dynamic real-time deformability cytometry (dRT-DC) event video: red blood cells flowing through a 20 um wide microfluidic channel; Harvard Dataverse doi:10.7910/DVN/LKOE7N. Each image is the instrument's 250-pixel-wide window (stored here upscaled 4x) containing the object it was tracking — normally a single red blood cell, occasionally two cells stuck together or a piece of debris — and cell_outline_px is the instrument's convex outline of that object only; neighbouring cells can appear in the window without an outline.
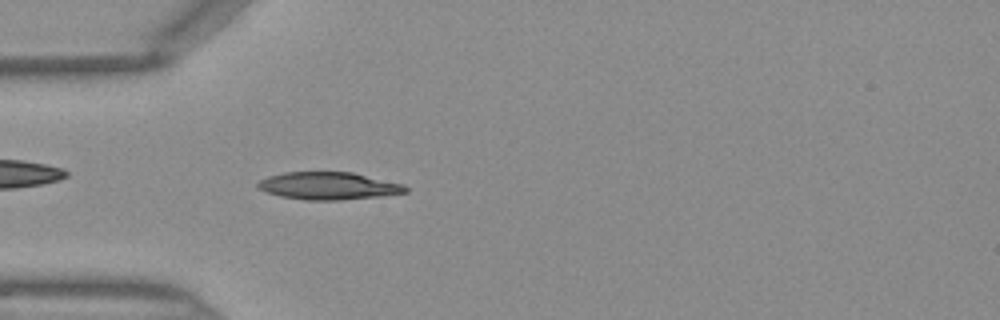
{"species": "Egyptian fruit bat (a non-hibernating species)", "species_latin": "Rousettus aegyptiacus", "temperature_condition": "warm", "stored_images_in_passage": 46, "camera_frame_rate_fps": 3000, "um_per_image_px": 0.085, "frame": {"image": 1, "passage_image": 13, "time_ms": 4.0, "image_size_px": [1000, 320], "cell_outline_px": [[408, 192], [380, 196], [340, 200], [304, 200], [280, 196], [256, 188], [256, 184], [260, 180], [268, 176], [284, 172], [352, 172], [404, 184], [408, 188]], "centroid_in_image_um": [27.92, 15.8], "position_along_channel_um": 57.1, "area_um2": 23.7}}
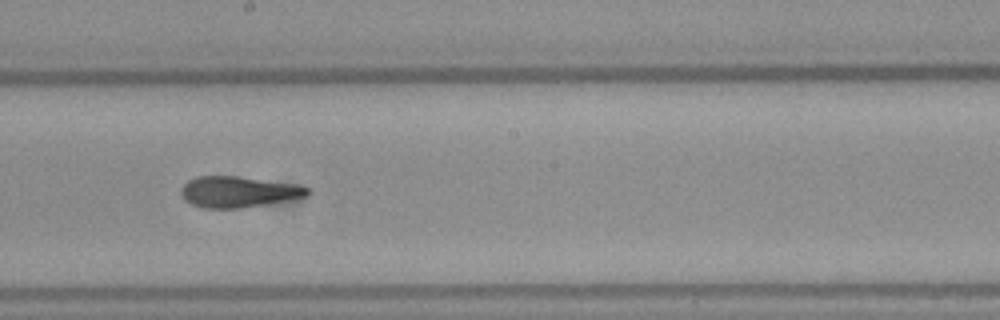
{"frame": {"image": 2, "passage_image": 25, "time_ms": 8.0, "image_size_px": [1000, 320], "cell_outline_px": [[312, 192], [308, 196], [268, 204], [240, 208], [204, 208], [192, 204], [184, 200], [180, 192], [180, 188], [188, 180], [196, 176], [236, 176], [292, 184], [312, 188]], "centroid_in_image_um": [20.26, 16.31], "position_along_channel_um": 227.9, "area_um2": 22.89}}
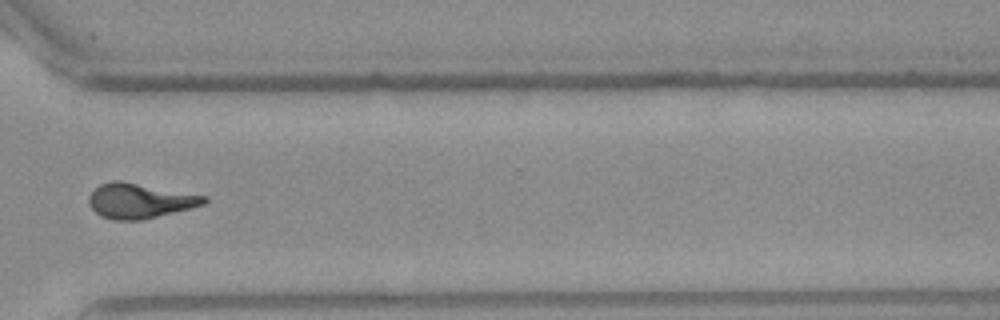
{"frame": {"image": 3, "passage_image": 34, "time_ms": 11.0, "image_size_px": [1000, 320], "cell_outline_px": [[208, 200], [204, 204], [192, 208], [140, 220], [112, 220], [100, 216], [88, 204], [88, 196], [100, 184], [112, 180], [120, 180], [208, 196]], "centroid_in_image_um": [11.87, 17.06], "position_along_channel_um": 358.7, "area_um2": 23.52}}